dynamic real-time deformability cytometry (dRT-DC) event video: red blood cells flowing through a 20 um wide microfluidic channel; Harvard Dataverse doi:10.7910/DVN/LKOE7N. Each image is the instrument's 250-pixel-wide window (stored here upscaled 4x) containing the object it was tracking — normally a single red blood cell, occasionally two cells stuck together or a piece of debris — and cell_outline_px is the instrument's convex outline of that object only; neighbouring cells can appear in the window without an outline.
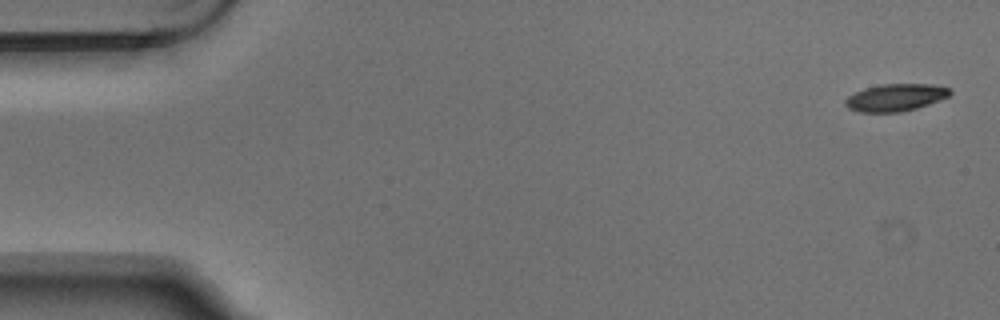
{"species": "Egyptian fruit bat (a non-hibernating species)", "species_latin": "Rousettus aegyptiacus", "temperature_condition": "warm", "stored_images_in_passage": 5, "segment_of_instrument_passage": [2, 2], "camera_frame_rate_fps": 3000, "um_per_image_px": 0.085, "animal": {"sex": "male"}, "frame": {"image": 1, "passage_image": 5, "time_ms": 1.333, "image_size_px": [1000, 320], "cell_outline_px": [[952, 92], [948, 96], [928, 104], [916, 108], [900, 112], [860, 112], [848, 108], [844, 104], [844, 100], [848, 96], [864, 88], [880, 84], [932, 84], [948, 88]], "centroid_in_image_um": [76.08, 8.28], "position_along_channel_um": 8.9, "area_um2": 16.53}}